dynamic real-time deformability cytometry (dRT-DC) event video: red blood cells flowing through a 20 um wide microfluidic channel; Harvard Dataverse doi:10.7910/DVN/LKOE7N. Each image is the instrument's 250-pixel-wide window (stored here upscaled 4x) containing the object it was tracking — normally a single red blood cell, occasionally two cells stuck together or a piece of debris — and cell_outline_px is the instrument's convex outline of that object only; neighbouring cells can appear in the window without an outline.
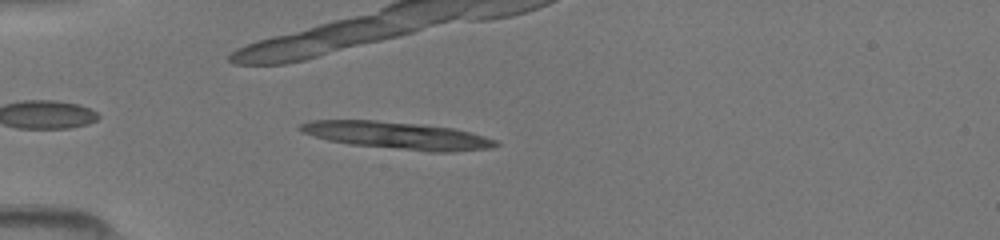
{"species": "common noctule bat (a hibernating species)", "species_latin": "Nyctalus noctula", "temperature_condition": "room temperature", "stored_images_in_passage": 14, "camera_frame_rate_fps": 3000, "um_per_image_px": 0.085, "animal": {"sex": "female", "body_mass_g": 19.5, "forearm_length_mm": 54.1}, "frame": {"image": 1, "passage_image": 5, "time_ms": 1.333, "image_size_px": [1000, 240], "cell_outline_px": [[500, 144], [492, 148], [452, 152], [432, 152], [352, 144], [328, 140], [300, 132], [296, 128], [300, 124], [312, 120], [376, 120], [452, 128], [484, 136], [496, 140]], "centroid_in_image_um": [33.75, 11.52], "position_along_channel_um": 51.3, "area_um2": 30.81}}